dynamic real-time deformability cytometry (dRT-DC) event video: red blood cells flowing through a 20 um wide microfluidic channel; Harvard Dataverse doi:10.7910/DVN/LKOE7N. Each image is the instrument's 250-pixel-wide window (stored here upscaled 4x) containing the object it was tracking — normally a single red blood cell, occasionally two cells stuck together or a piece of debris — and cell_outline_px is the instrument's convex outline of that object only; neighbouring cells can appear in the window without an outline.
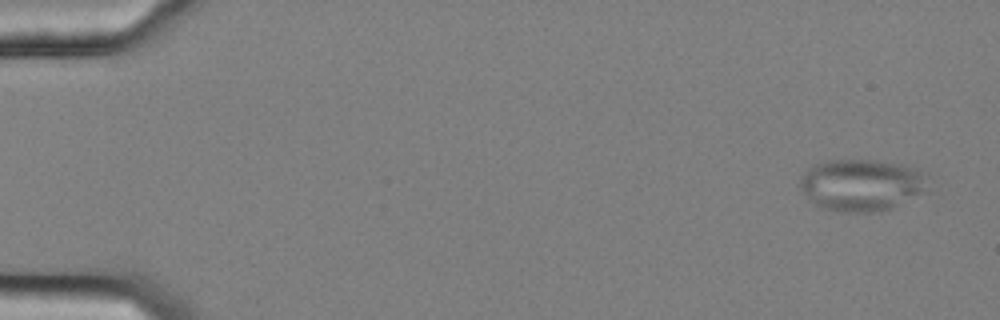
{"species": "common noctule bat (a hibernating species)", "species_latin": "Nyctalus noctula", "temperature_condition": "cold", "stored_images_in_passage": 15, "camera_frame_rate_fps": 3000, "um_per_image_px": 0.085, "animal": {"sex": "female", "body_mass_g": 25.1}, "frame": {"image": 1, "passage_image": 3, "time_ms": 0.667, "image_size_px": [1000, 320], "cell_outline_px": [[932, 192], [892, 208], [880, 212], [848, 212], [828, 208], [816, 204], [800, 188], [800, 176], [812, 164], [828, 160], [876, 160], [900, 164], [920, 168], [928, 176]], "centroid_in_image_um": [73.38, 15.71], "position_along_channel_um": 11.6, "area_um2": 39.59}}